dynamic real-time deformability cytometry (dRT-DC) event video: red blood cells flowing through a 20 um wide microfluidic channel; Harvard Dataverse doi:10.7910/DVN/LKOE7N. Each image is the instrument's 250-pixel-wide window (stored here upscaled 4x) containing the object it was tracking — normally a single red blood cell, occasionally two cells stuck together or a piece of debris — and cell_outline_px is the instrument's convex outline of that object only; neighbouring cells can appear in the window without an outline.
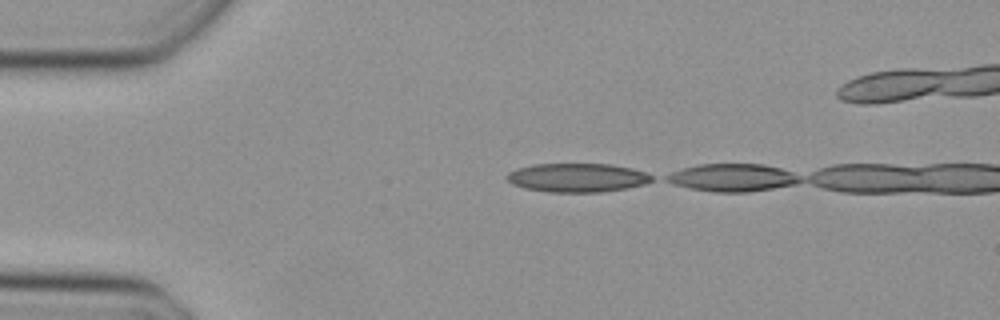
{"species": "Egyptian fruit bat (a non-hibernating species)", "species_latin": "Rousettus aegyptiacus", "temperature_condition": "cold", "stored_images_in_passage": 2, "camera_frame_rate_fps": 3000, "um_per_image_px": 0.085, "animal": {"sex": "female"}, "frame": {"image": 1, "passage_image": 1, "time_ms": 0.0, "image_size_px": [1000, 320], "cell_outline_px": [[652, 180], [644, 184], [628, 188], [600, 192], [548, 192], [524, 188], [512, 184], [504, 176], [508, 172], [516, 168], [532, 164], [612, 164], [632, 168], [644, 172], [652, 176]], "centroid_in_image_um": [49.02, 15.1], "position_along_channel_um": 36.0, "area_um2": 24.45}}